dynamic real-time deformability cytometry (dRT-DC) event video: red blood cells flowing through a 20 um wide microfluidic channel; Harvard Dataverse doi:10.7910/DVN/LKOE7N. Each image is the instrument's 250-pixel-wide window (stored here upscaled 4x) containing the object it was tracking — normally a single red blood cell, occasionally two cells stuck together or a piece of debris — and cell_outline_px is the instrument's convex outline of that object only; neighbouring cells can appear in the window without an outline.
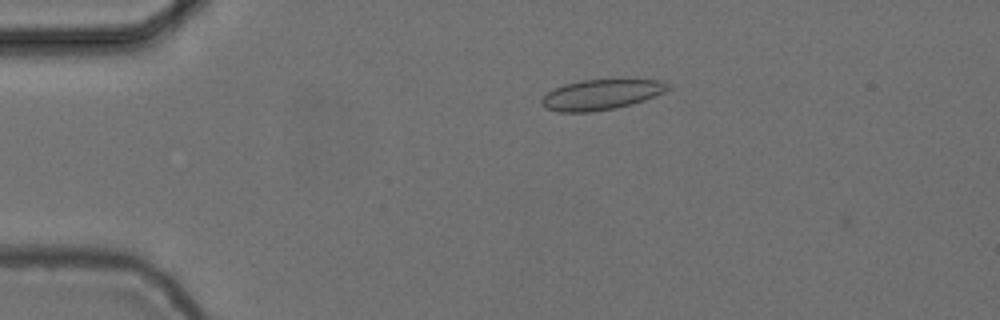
{"species": "common noctule bat (a hibernating species)", "species_latin": "Nyctalus noctula", "temperature_condition": "cold", "stored_images_in_passage": 7, "camera_frame_rate_fps": 3000, "um_per_image_px": 0.085, "animal": {"sex": "female", "body_mass_g": 24.6, "forearm_length_mm": 56.2}, "frame": {"image": 1, "passage_image": 6, "time_ms": 1.667, "image_size_px": [1000, 320], "cell_outline_px": [[672, 88], [664, 92], [644, 100], [616, 108], [592, 112], [556, 112], [540, 104], [540, 100], [548, 92], [564, 84], [580, 80], [612, 76], [620, 76], [664, 80]], "centroid_in_image_um": [51.19, 7.97], "position_along_channel_um": 33.8, "area_um2": 23.52}}